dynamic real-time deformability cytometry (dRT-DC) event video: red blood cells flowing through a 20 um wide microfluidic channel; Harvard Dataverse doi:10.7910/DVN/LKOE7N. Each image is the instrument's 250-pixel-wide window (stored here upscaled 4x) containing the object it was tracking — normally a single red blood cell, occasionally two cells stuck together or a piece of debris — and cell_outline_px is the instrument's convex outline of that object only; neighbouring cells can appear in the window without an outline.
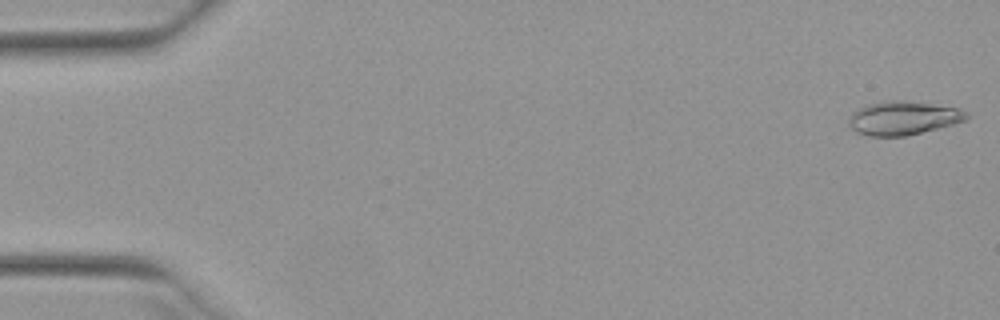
{"species": "Egyptian fruit bat (a non-hibernating species)", "species_latin": "Rousettus aegyptiacus", "temperature_condition": "warm", "stored_images_in_passage": 10, "camera_frame_rate_fps": 3000, "um_per_image_px": 0.085, "animal": {"sex": "female"}, "frame": {"image": 1, "passage_image": 1, "time_ms": 0.0, "image_size_px": [1000, 320], "cell_outline_px": [[972, 116], [968, 120], [908, 136], [868, 136], [856, 132], [848, 124], [848, 120], [852, 112], [856, 108], [868, 104], [892, 100], [904, 100], [960, 108], [968, 112]], "centroid_in_image_um": [76.8, 10.03], "position_along_channel_um": 8.2, "area_um2": 23.41}}